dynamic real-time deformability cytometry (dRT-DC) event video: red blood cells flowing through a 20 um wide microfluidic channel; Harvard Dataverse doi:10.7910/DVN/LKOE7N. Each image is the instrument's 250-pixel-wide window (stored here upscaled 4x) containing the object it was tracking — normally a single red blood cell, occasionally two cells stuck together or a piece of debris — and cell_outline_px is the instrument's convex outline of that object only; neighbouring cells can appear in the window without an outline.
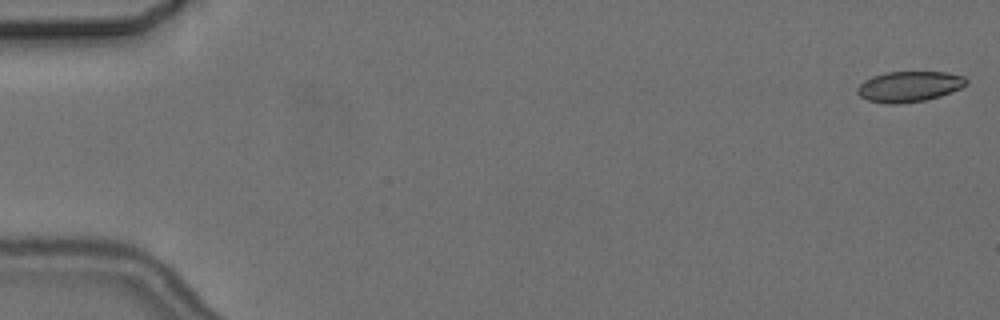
{"species": "common noctule bat (a hibernating species)", "species_latin": "Nyctalus noctula", "temperature_condition": "cold", "stored_images_in_passage": 5, "segment_of_instrument_passage": [2, 2], "camera_frame_rate_fps": 3000, "um_per_image_px": 0.085, "animal": {"sex": "female", "body_mass_g": 24.6, "forearm_length_mm": 56.2}, "frame": {"image": 1, "passage_image": 5, "time_ms": 6.333, "image_size_px": [1000, 320], "cell_outline_px": [[968, 84], [960, 88], [940, 96], [924, 100], [900, 104], [884, 104], [868, 100], [860, 96], [856, 92], [856, 88], [864, 80], [872, 76], [888, 72], [948, 72], [964, 76], [968, 80]], "centroid_in_image_um": [77.27, 7.35], "position_along_channel_um": 7.7, "area_um2": 19.54}}